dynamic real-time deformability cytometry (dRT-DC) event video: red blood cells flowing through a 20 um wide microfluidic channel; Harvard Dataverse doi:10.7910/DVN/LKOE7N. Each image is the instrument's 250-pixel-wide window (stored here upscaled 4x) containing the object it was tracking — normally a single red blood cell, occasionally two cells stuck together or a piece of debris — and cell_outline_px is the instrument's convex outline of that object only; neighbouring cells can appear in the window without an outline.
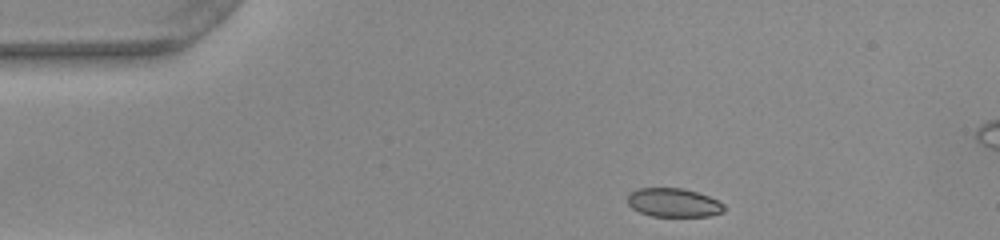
{"species": "common noctule bat (a hibernating species)", "species_latin": "Nyctalus noctula", "temperature_condition": "warm", "stored_images_in_passage": 25, "camera_frame_rate_fps": 3000, "um_per_image_px": 0.085, "animal": {"sex": "female", "body_mass_g": 22.0, "forearm_length_mm": 56.7}, "frame": {"image": 1, "passage_image": 1, "time_ms": 0.0, "image_size_px": [1000, 240], "cell_outline_px": [[724, 212], [708, 216], [652, 216], [640, 212], [632, 208], [628, 204], [628, 196], [636, 188], [684, 188], [708, 196], [724, 204]], "centroid_in_image_um": [57.25, 17.22], "position_along_channel_um": 27.8, "area_um2": 16.07}}
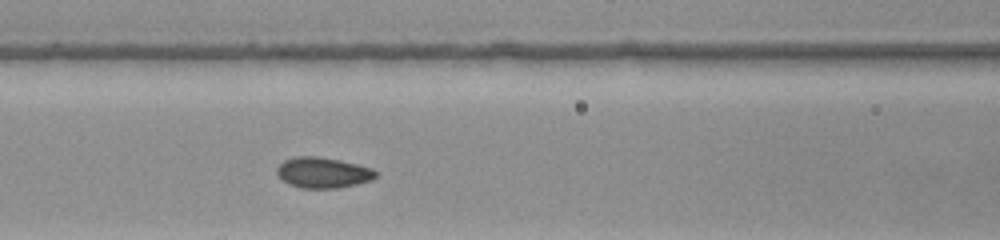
{"frame": {"image": 2, "passage_image": 14, "time_ms": 4.333, "image_size_px": [1000, 240], "cell_outline_px": [[376, 176], [372, 180], [356, 184], [336, 188], [300, 188], [288, 184], [276, 172], [276, 168], [284, 160], [296, 156], [316, 156], [340, 160], [372, 168], [376, 172]], "centroid_in_image_um": [27.44, 14.67], "position_along_channel_um": 139.2, "area_um2": 17.57}}
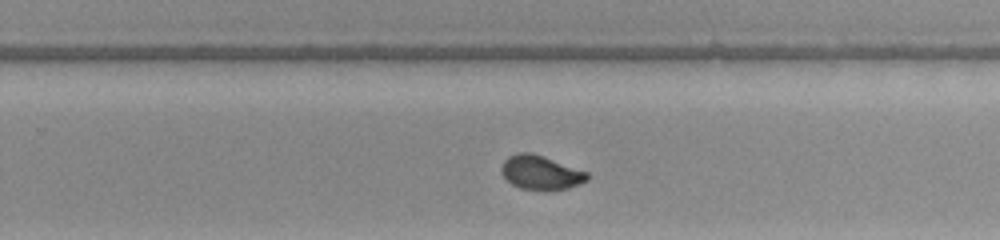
{"frame": {"image": 3, "passage_image": 25, "time_ms": 8.0, "image_size_px": [1000, 240], "cell_outline_px": [[588, 180], [580, 184], [568, 188], [520, 188], [512, 184], [500, 172], [500, 168], [504, 160], [508, 156], [520, 152], [528, 152], [544, 156], [588, 172]], "centroid_in_image_um": [45.95, 14.63], "position_along_channel_um": 283.8, "area_um2": 16.65}}